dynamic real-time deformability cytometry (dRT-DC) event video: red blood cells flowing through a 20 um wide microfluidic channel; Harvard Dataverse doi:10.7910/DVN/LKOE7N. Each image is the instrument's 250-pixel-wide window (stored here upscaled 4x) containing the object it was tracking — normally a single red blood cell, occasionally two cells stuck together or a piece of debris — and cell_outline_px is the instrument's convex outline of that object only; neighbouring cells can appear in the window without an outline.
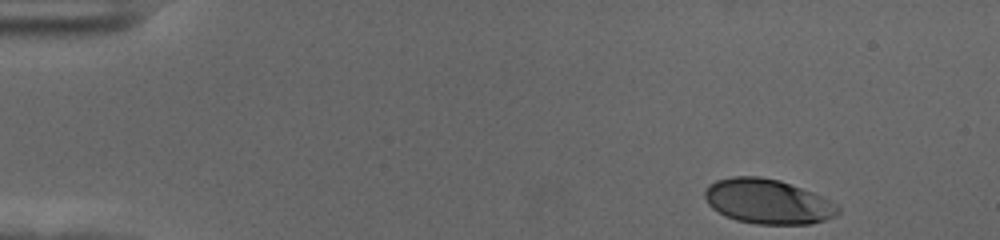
{"species": "human", "species_latin": "Homo sapiens", "temperature_condition": "cold", "stored_images_in_passage": 43, "camera_frame_rate_fps": 3000, "um_per_image_px": 0.085, "donor": {"sex": "female"}, "frame": {"image": 1, "passage_image": 1, "time_ms": 0.0, "image_size_px": [1000, 240], "cell_outline_px": [[840, 212], [836, 216], [812, 224], [756, 224], [736, 220], [724, 216], [712, 208], [708, 204], [704, 196], [704, 192], [708, 184], [716, 180], [732, 176], [760, 176], [780, 180], [824, 196], [836, 204], [840, 208]], "centroid_in_image_um": [65.26, 17.12], "position_along_channel_um": 19.7, "area_um2": 35.14}}
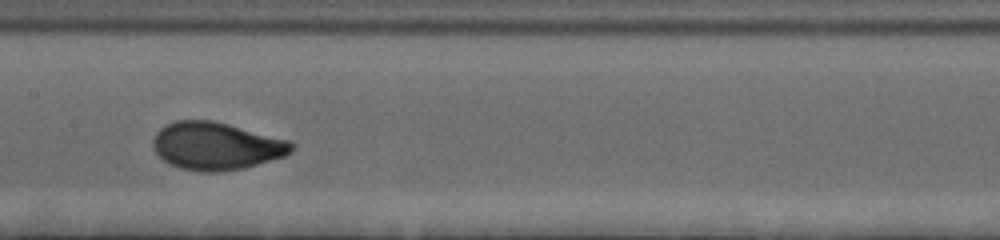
{"frame": {"image": 2, "passage_image": 24, "time_ms": 7.667, "image_size_px": [1000, 240], "cell_outline_px": [[296, 148], [292, 152], [284, 156], [244, 168], [224, 172], [200, 172], [180, 168], [168, 164], [156, 152], [152, 144], [152, 140], [156, 132], [164, 124], [176, 120], [212, 120], [292, 140], [296, 144]], "centroid_in_image_um": [18.4, 12.41], "position_along_channel_um": 189.0, "area_um2": 39.02}}
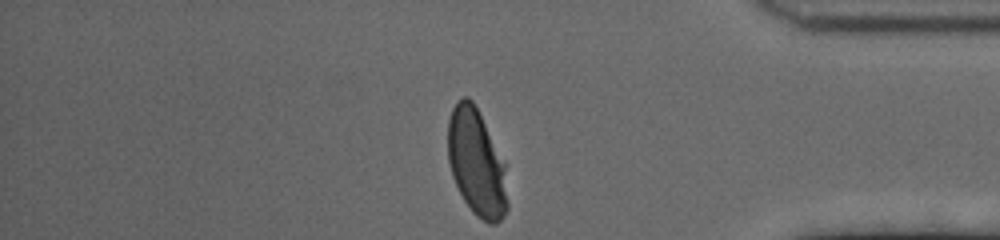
{"frame": {"image": 3, "passage_image": 43, "time_ms": 14.0, "image_size_px": [1000, 240], "cell_outline_px": [[508, 208], [504, 216], [496, 224], [488, 224], [476, 216], [464, 200], [452, 176], [448, 160], [448, 120], [452, 108], [456, 100], [464, 96], [468, 96], [472, 100], [504, 160], [508, 204]], "centroid_in_image_um": [40.5, 13.84], "position_along_channel_um": 394.7, "area_um2": 37.17}, "authors_computed_cell_mechanics": {"area_um2": 37.1076, "velocity_mm_per_s": 3.5941, "shape_relaxation_time_tau1_ms": 2.9291, "shape_relaxation_time_tau2_ms": null, "deformation_change_tau1": 0.1671, "deformation_change_tau2": null}}